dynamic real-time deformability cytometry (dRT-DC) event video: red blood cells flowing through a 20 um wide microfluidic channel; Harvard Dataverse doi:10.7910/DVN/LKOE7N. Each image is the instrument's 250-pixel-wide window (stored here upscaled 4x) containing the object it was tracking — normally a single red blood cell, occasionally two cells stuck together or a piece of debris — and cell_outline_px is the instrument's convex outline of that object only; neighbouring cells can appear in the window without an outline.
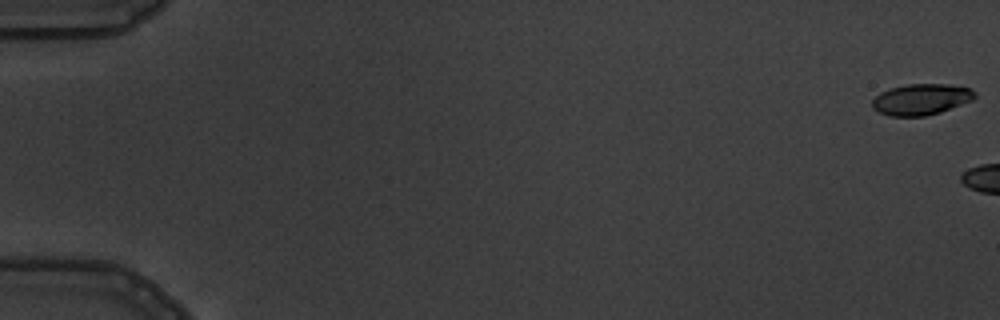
{"species": "common noctule bat (a hibernating species)", "species_latin": "Nyctalus noctula", "temperature_condition": "warm", "stored_images_in_passage": 7, "camera_frame_rate_fps": 3000, "um_per_image_px": 0.085, "animal": {"sex": "male", "body_mass_g": 19.5, "forearm_length_mm": 54.6}, "frame": {"image": 1, "passage_image": 1, "time_ms": 0.0, "image_size_px": [1000, 320], "cell_outline_px": [[976, 96], [972, 100], [940, 112], [924, 116], [888, 116], [872, 108], [872, 100], [880, 92], [888, 88], [908, 84], [948, 84], [972, 88], [976, 92]], "centroid_in_image_um": [78.29, 8.43], "position_along_channel_um": 6.7, "area_um2": 18.67}}